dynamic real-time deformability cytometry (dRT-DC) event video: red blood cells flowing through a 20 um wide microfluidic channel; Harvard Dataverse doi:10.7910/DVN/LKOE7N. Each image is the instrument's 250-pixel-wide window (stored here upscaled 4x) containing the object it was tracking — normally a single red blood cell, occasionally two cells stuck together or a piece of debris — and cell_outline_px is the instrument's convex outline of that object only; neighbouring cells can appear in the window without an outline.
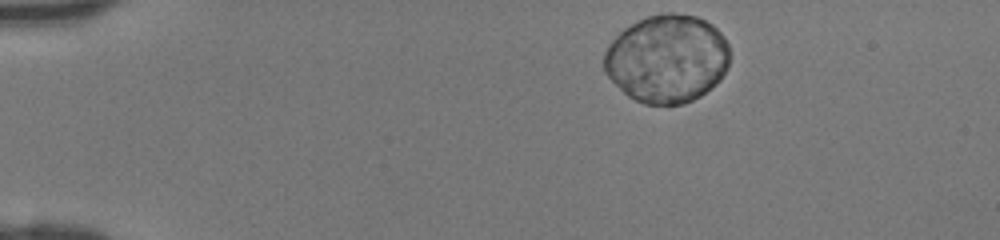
{"species": "human", "species_latin": "Homo sapiens", "temperature_condition": "room temperature", "stored_images_in_passage": 40, "camera_frame_rate_fps": 3000, "um_per_image_px": 0.085, "donor": {"sex": "female"}, "frame": {"image": 1, "passage_image": 1, "time_ms": 0.0, "image_size_px": [1000, 240], "cell_outline_px": [[728, 68], [720, 80], [716, 84], [700, 96], [684, 104], [644, 104], [628, 96], [604, 72], [604, 52], [608, 44], [624, 28], [648, 16], [660, 12], [672, 12], [696, 16], [712, 24], [724, 36], [728, 44]], "centroid_in_image_um": [56.7, 4.98], "position_along_channel_um": 28.3, "area_um2": 64.68}}
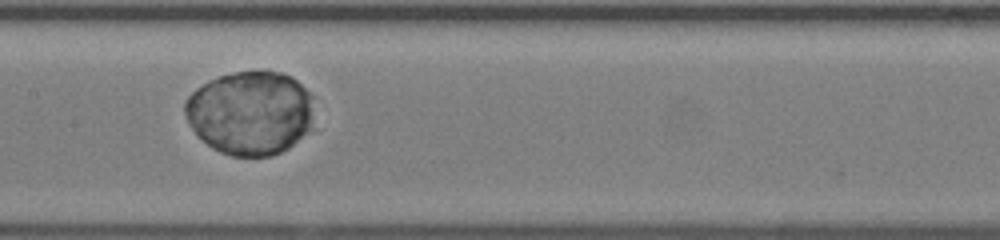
{"frame": {"image": 2, "passage_image": 18, "time_ms": 5.667, "image_size_px": [1000, 240], "cell_outline_px": [[312, 128], [288, 148], [272, 156], [232, 156], [220, 152], [212, 148], [188, 124], [184, 112], [184, 104], [188, 96], [196, 88], [208, 80], [232, 72], [280, 72], [292, 76], [312, 96]], "centroid_in_image_um": [21.27, 9.59], "position_along_channel_um": 186.1, "area_um2": 63.12}}
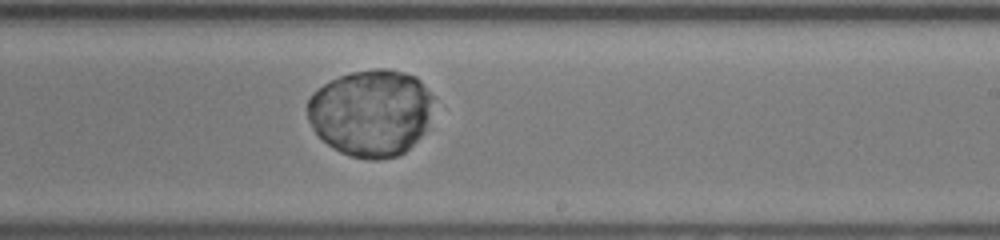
{"frame": {"image": 3, "passage_image": 23, "time_ms": 7.333, "image_size_px": [1000, 240], "cell_outline_px": [[432, 96], [424, 132], [404, 152], [396, 156], [380, 160], [372, 160], [352, 156], [340, 152], [332, 148], [312, 128], [308, 120], [308, 100], [324, 84], [340, 76], [352, 72], [376, 68], [388, 68], [404, 72], [416, 76], [420, 80]], "centroid_in_image_um": [31.51, 9.58], "position_along_channel_um": 257.5, "area_um2": 63.18}}